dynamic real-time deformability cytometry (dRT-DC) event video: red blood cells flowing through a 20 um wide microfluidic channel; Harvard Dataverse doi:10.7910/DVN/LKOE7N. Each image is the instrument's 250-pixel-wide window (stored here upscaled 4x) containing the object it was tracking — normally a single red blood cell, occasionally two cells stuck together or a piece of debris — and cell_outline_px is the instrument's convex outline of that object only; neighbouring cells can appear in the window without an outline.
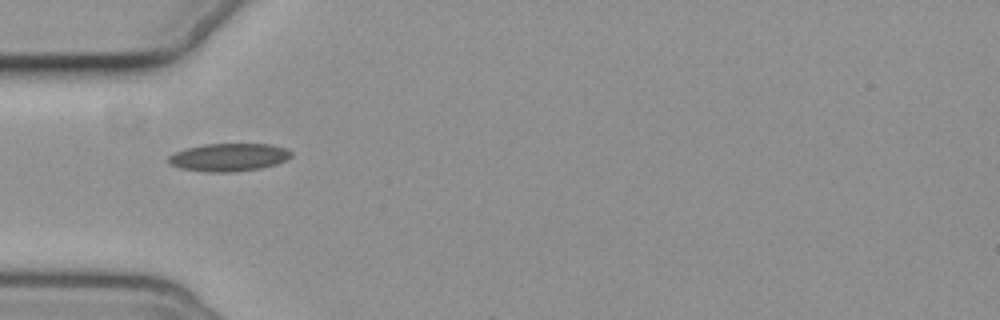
{"species": "common noctule bat (a hibernating species)", "species_latin": "Nyctalus noctula", "temperature_condition": "cold", "stored_images_in_passage": 2, "camera_frame_rate_fps": 3000, "um_per_image_px": 0.085, "animal": {"sex": "female", "body_mass_g": 19.3, "forearm_length_mm": 54.1}, "frame": {"image": 1, "passage_image": 1, "time_ms": 0.0, "image_size_px": [1000, 320], "cell_outline_px": [[292, 156], [288, 160], [276, 164], [260, 168], [232, 172], [208, 172], [180, 168], [168, 164], [168, 156], [176, 152], [188, 148], [204, 144], [272, 144], [284, 148], [292, 152]], "centroid_in_image_um": [19.46, 13.37], "position_along_channel_um": 65.5, "area_um2": 19.94}}